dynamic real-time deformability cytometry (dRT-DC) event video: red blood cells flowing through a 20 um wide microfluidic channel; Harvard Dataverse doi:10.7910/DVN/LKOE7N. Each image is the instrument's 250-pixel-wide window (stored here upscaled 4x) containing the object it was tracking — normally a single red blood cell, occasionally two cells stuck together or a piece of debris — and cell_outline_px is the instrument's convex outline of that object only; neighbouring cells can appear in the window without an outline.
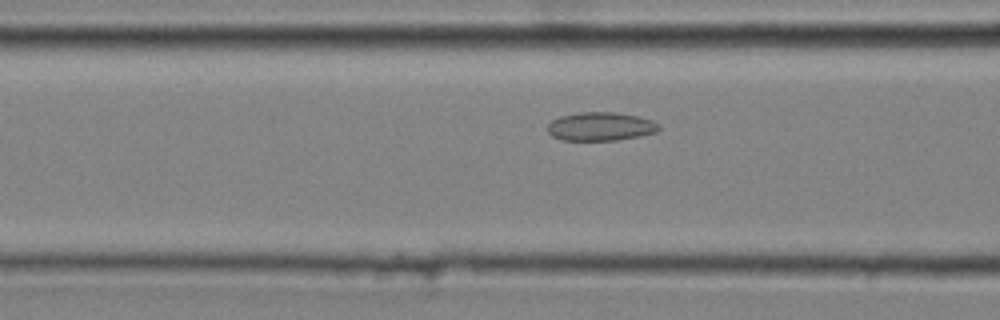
{"species": "common noctule bat (a hibernating species)", "species_latin": "Nyctalus noctula", "temperature_condition": "cold", "stored_images_in_passage": 25, "camera_frame_rate_fps": 3000, "um_per_image_px": 0.085, "animal": {"sex": "male", "body_mass_g": 20.4}, "frame": {"image": 1, "passage_image": 13, "time_ms": 4.0, "image_size_px": [1000, 320], "cell_outline_px": [[660, 128], [656, 132], [616, 140], [560, 140], [552, 136], [548, 132], [548, 124], [552, 120], [560, 116], [580, 112], [612, 112], [636, 116], [652, 120], [660, 124]], "centroid_in_image_um": [51.02, 10.75], "position_along_channel_um": 115.6, "area_um2": 18.38}}
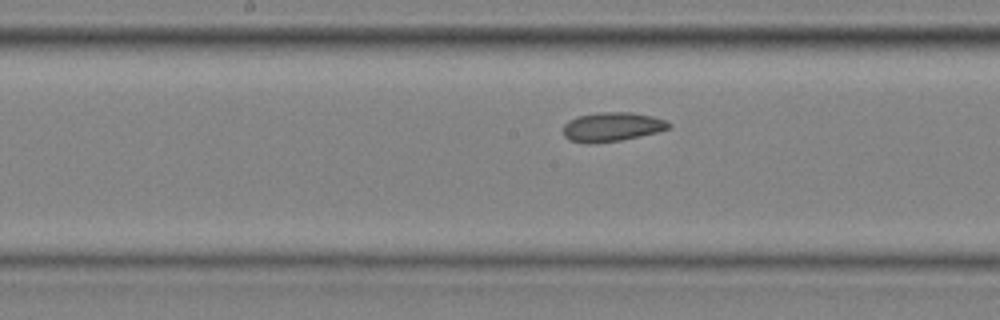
{"frame": {"image": 2, "passage_image": 19, "time_ms": 6.0, "image_size_px": [1000, 320], "cell_outline_px": [[672, 128], [660, 132], [620, 140], [592, 144], [588, 144], [568, 140], [564, 136], [564, 124], [568, 120], [576, 116], [604, 112], [632, 112], [652, 116], [664, 120], [672, 124]], "centroid_in_image_um": [52.03, 10.79], "position_along_channel_um": 196.2, "area_um2": 18.15}}
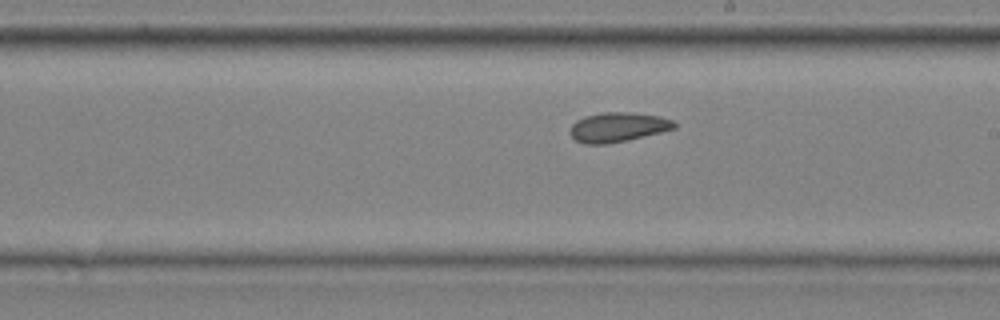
{"frame": {"image": 3, "passage_image": 22, "time_ms": 7.0, "image_size_px": [1000, 320], "cell_outline_px": [[676, 128], [628, 140], [604, 144], [584, 144], [576, 140], [568, 132], [572, 124], [576, 120], [584, 116], [604, 112], [628, 112], [660, 116], [672, 120], [676, 124]], "centroid_in_image_um": [52.49, 10.8], "position_along_channel_um": 236.5, "area_um2": 17.92}}